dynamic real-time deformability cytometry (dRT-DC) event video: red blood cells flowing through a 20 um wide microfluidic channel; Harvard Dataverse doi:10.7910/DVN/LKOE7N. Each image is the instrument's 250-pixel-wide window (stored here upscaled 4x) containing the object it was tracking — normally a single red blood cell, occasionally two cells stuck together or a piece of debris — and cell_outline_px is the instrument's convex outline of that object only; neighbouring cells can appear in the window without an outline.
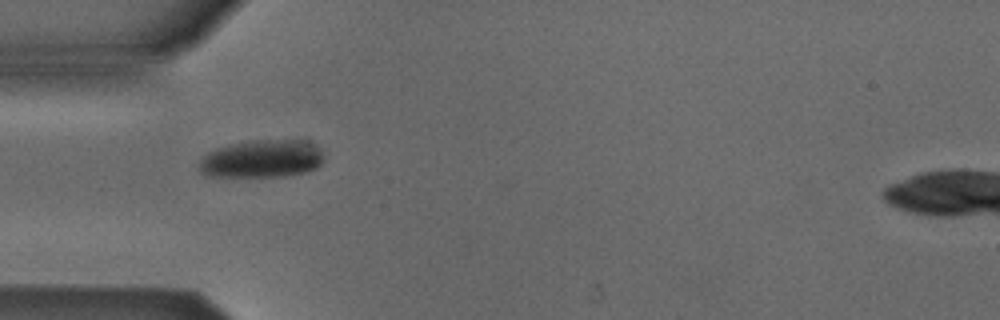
{"species": "Egyptian fruit bat (a non-hibernating species)", "species_latin": "Rousettus aegyptiacus", "temperature_condition": "cold", "stored_images_in_passage": 23, "camera_frame_rate_fps": 3000, "um_per_image_px": 0.085, "animal": {"sex": "male"}, "frame": {"image": 1, "passage_image": 1, "time_ms": 0.0, "image_size_px": [1000, 320], "cell_outline_px": [[324, 160], [316, 168], [308, 172], [288, 176], [208, 176], [200, 172], [200, 160], [208, 152], [216, 148], [248, 140], [308, 140], [320, 148], [324, 152]], "centroid_in_image_um": [22.32, 13.49], "position_along_channel_um": 62.7, "area_um2": 27.74}}
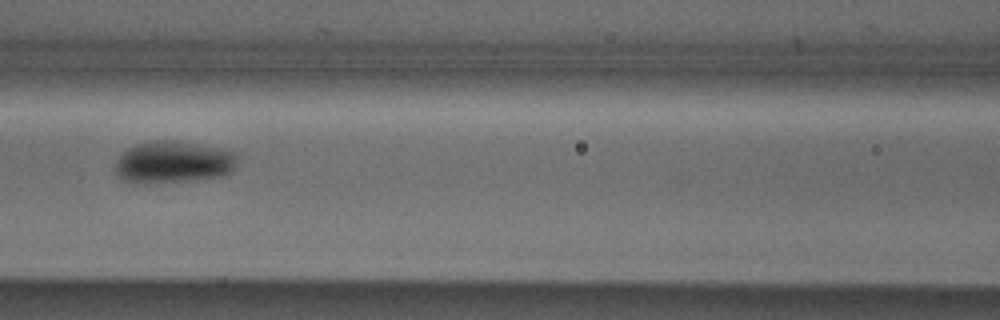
{"frame": {"image": 2, "passage_image": 8, "time_ms": 2.333, "image_size_px": [1000, 320], "cell_outline_px": [[240, 156], [236, 168], [232, 172], [224, 176], [192, 180], [144, 184], [136, 184], [124, 180], [116, 172], [116, 160], [120, 152], [136, 144], [152, 140], [180, 140], [236, 152]], "centroid_in_image_um": [14.76, 13.78], "position_along_channel_um": 151.8, "area_um2": 30.63}}
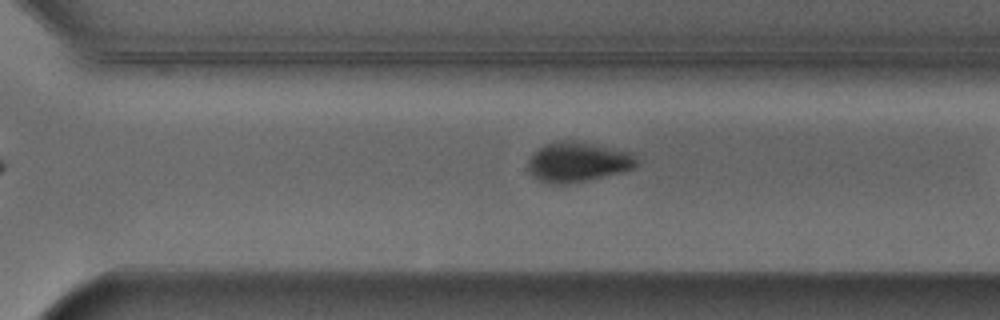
{"frame": {"image": 3, "passage_image": 18, "time_ms": 5.667, "image_size_px": [1000, 320], "cell_outline_px": [[636, 168], [588, 180], [564, 184], [552, 184], [540, 180], [528, 172], [528, 160], [544, 144], [556, 140], [572, 140], [632, 152], [636, 156]], "centroid_in_image_um": [49.11, 13.76], "position_along_channel_um": 321.5, "area_um2": 25.09}}